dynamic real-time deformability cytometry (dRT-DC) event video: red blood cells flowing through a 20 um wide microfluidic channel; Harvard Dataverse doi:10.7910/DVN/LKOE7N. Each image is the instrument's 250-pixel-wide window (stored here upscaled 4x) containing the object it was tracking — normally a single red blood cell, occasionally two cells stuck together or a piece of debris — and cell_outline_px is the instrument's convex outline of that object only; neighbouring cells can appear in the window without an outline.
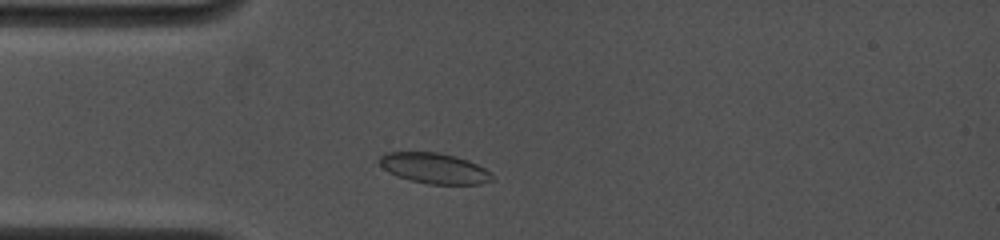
{"species": "common noctule bat (a hibernating species)", "species_latin": "Nyctalus noctula", "temperature_condition": "cold", "stored_images_in_passage": 6, "camera_frame_rate_fps": 4500, "um_per_image_px": 0.085, "animal": {"sex": "female", "body_mass_g": 19.0, "forearm_length_mm": 53.3}, "frame": {"image": 1, "passage_image": 5, "time_ms": 1.556, "image_size_px": [1000, 240], "cell_outline_px": [[496, 180], [480, 184], [428, 184], [412, 180], [388, 172], [376, 160], [384, 152], [436, 152], [456, 156], [468, 160], [484, 168]], "centroid_in_image_um": [36.91, 14.29], "position_along_channel_um": 48.1, "area_um2": 20.0}}